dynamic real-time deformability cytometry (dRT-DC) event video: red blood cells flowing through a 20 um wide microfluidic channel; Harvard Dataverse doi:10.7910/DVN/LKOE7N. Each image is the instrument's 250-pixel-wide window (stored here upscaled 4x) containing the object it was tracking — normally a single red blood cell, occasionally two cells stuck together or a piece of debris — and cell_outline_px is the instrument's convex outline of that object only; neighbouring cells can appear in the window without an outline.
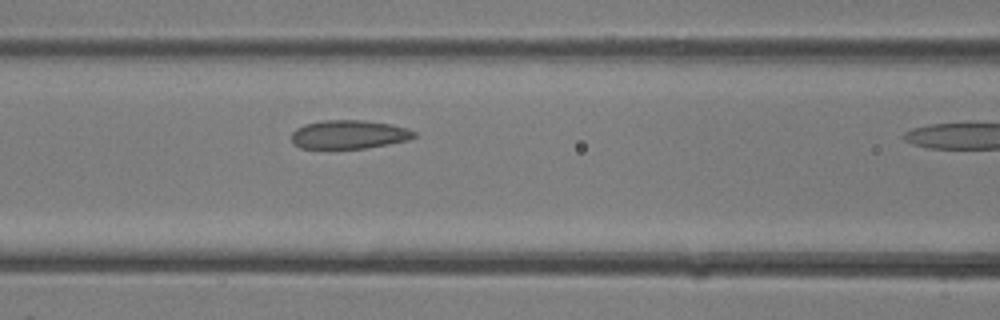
{"species": "common noctule bat (a hibernating species)", "species_latin": "Nyctalus noctula", "temperature_condition": "room temperature", "stored_images_in_passage": 8, "camera_frame_rate_fps": 3000, "um_per_image_px": 0.085, "animal": {"sex": "female"}, "frame": {"image": 1, "passage_image": 7, "time_ms": 2.0, "image_size_px": [1000, 320], "cell_outline_px": [[416, 136], [408, 140], [388, 144], [364, 148], [300, 148], [292, 144], [292, 132], [296, 128], [304, 124], [324, 120], [364, 120], [392, 124], [408, 128], [416, 132]], "centroid_in_image_um": [29.66, 11.42], "position_along_channel_um": 136.9, "area_um2": 20.58}}